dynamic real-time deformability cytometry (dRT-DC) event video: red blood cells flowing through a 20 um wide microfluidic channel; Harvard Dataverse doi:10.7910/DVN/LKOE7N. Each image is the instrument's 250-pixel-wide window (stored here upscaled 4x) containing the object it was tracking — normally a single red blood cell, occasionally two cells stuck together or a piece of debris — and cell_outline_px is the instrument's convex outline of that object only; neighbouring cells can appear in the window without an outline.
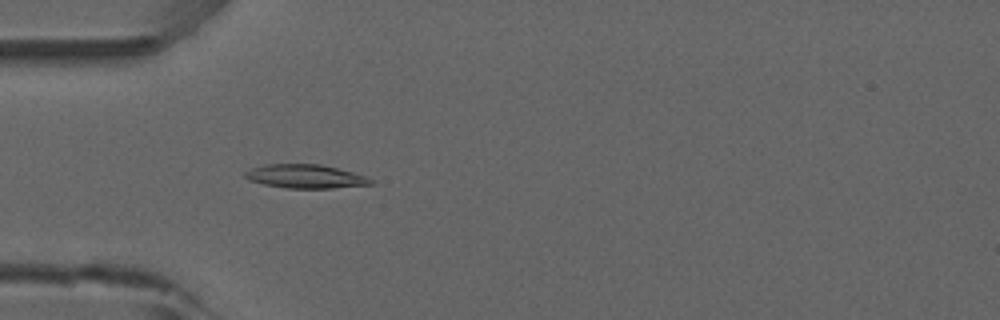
{"species": "common noctule bat (a hibernating species)", "species_latin": "Nyctalus noctula", "temperature_condition": "room temperature", "stored_images_in_passage": 51, "camera_frame_rate_fps": 3000, "um_per_image_px": 0.085, "animal": {"sex": "male", "forearm_length_mm": 52.5}, "frame": {"image": 1, "passage_image": 15, "time_ms": 4.667, "image_size_px": [1000, 320], "cell_outline_px": [[372, 184], [332, 188], [284, 188], [264, 184], [248, 180], [244, 176], [244, 172], [252, 168], [264, 164], [320, 164], [368, 176], [372, 180]], "centroid_in_image_um": [25.93, 14.99], "position_along_channel_um": 59.1, "area_um2": 17.34}}
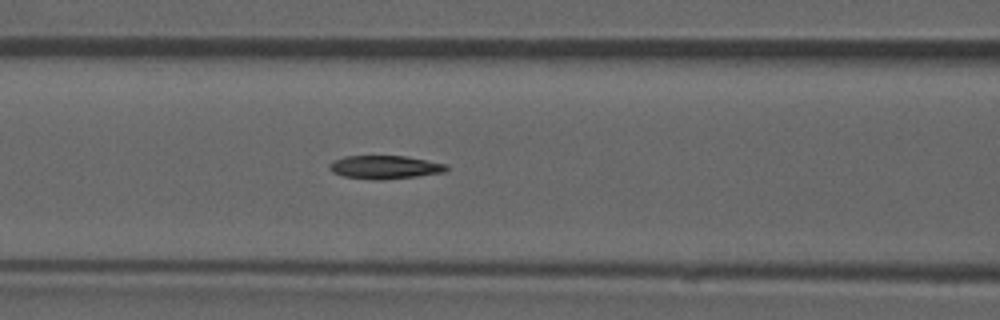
{"frame": {"image": 2, "passage_image": 21, "time_ms": 6.667, "image_size_px": [1000, 320], "cell_outline_px": [[448, 168], [444, 172], [416, 176], [380, 180], [376, 180], [344, 176], [332, 172], [328, 168], [328, 164], [332, 160], [344, 156], [404, 156], [448, 164]], "centroid_in_image_um": [32.67, 14.2], "position_along_channel_um": 133.9, "area_um2": 15.9}}
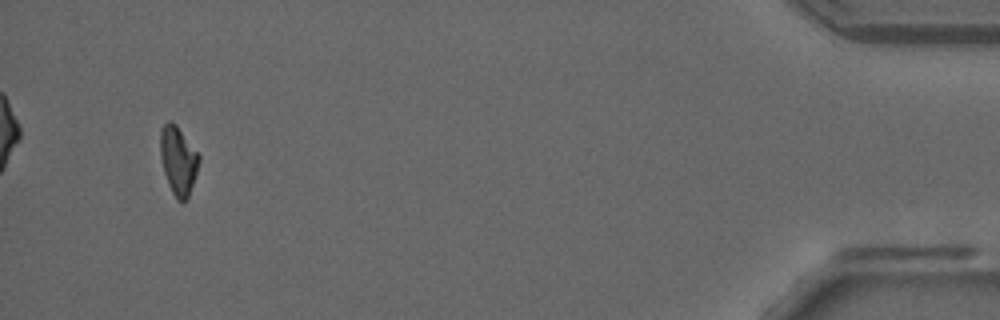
{"frame": {"image": 3, "passage_image": 49, "time_ms": 16.0, "image_size_px": [1000, 320], "cell_outline_px": [[200, 160], [188, 196], [184, 200], [176, 200], [168, 184], [164, 172], [160, 156], [160, 128], [168, 120], [176, 124], [200, 156]], "centroid_in_image_um": [15.12, 13.6], "position_along_channel_um": 420.1, "area_um2": 15.2}, "authors_computed_cell_mechanics": {"area_um2": 16.3574, "velocity_mm_per_s": 3.9048, "shape_relaxation_time_tau1_ms": 9.0026, "shape_relaxation_time_tau2_ms": 10.0858, "deformation_change_tau1": 0.2519, "deformation_change_tau2": 0.1736}}